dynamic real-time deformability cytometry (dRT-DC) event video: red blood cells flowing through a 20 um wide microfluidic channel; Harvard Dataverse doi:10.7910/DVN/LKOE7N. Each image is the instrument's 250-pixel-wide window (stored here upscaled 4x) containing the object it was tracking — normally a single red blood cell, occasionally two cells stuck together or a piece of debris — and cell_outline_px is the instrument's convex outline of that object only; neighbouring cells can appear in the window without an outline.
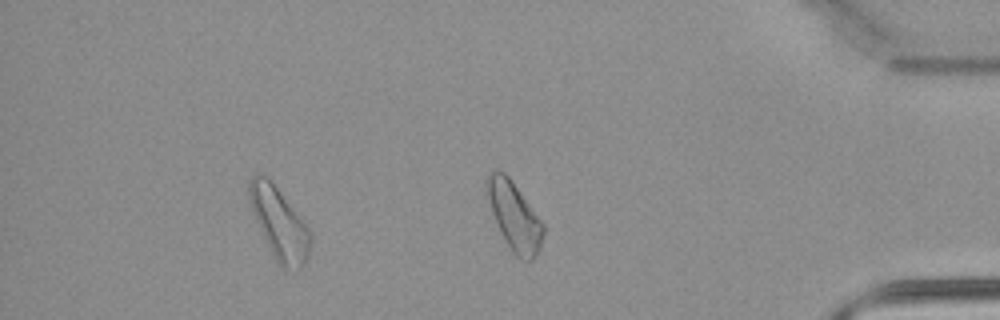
{"species": "common noctule bat (a hibernating species)", "species_latin": "Nyctalus noctula", "temperature_condition": "warm", "stored_images_in_passage": 26, "segment_of_instrument_passage": [2, 2], "camera_frame_rate_fps": 3000, "um_per_image_px": 0.085, "animal": {"sex": "male", "body_mass_g": 21.5, "forearm_length_mm": 52.0}, "frame": {"image": 1, "passage_image": 26, "time_ms": 8.333, "image_size_px": [1000, 320], "cell_outline_px": [[544, 232], [540, 248], [536, 256], [532, 260], [524, 260], [516, 256], [512, 252], [496, 224], [492, 212], [484, 184], [488, 176], [492, 172], [504, 172], [512, 180], [544, 224]], "centroid_in_image_um": [43.73, 18.39], "position_along_channel_um": 391.5, "area_um2": 22.2}}